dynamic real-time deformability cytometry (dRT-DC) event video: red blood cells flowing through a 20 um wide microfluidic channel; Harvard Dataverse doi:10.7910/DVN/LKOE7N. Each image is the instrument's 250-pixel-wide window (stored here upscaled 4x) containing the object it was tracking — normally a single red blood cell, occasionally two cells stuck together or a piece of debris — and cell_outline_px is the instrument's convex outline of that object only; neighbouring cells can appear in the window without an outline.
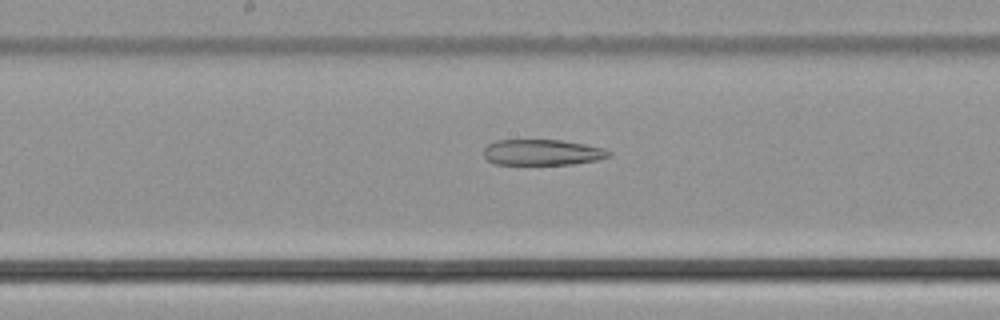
{"species": "common noctule bat (a hibernating species)", "species_latin": "Nyctalus noctula", "temperature_condition": "cold", "stored_images_in_passage": 35, "camera_frame_rate_fps": 3000, "um_per_image_px": 0.085, "animal": {"sex": "male", "body_mass_g": 21.5, "forearm_length_mm": 52.0}, "frame": {"image": 1, "passage_image": 11, "time_ms": 3.333, "image_size_px": [1000, 320], "cell_outline_px": [[612, 156], [596, 160], [572, 164], [496, 164], [488, 160], [484, 156], [484, 148], [488, 144], [496, 140], [560, 140], [584, 144], [604, 148], [612, 152]], "centroid_in_image_um": [46.11, 12.95], "position_along_channel_um": 202.1, "area_um2": 18.79}}
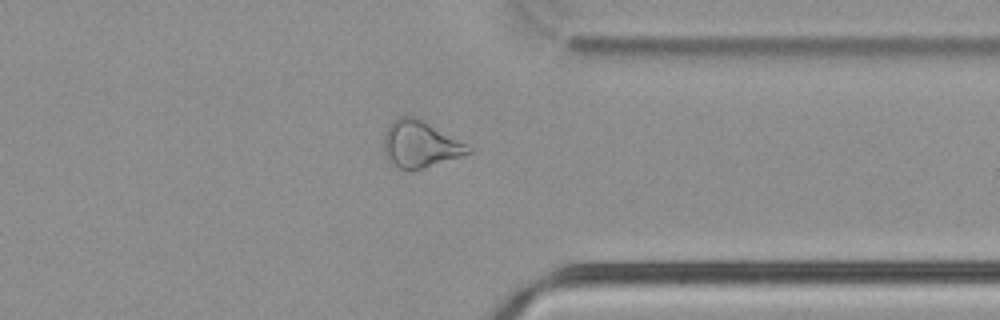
{"frame": {"image": 2, "passage_image": 24, "time_ms": 7.667, "image_size_px": [1000, 320], "cell_outline_px": [[472, 152], [460, 156], [420, 168], [400, 168], [392, 164], [388, 160], [384, 152], [384, 132], [388, 124], [396, 116], [416, 116], [472, 148]], "centroid_in_image_um": [35.64, 12.21], "position_along_channel_um": 375.8, "area_um2": 22.43}}
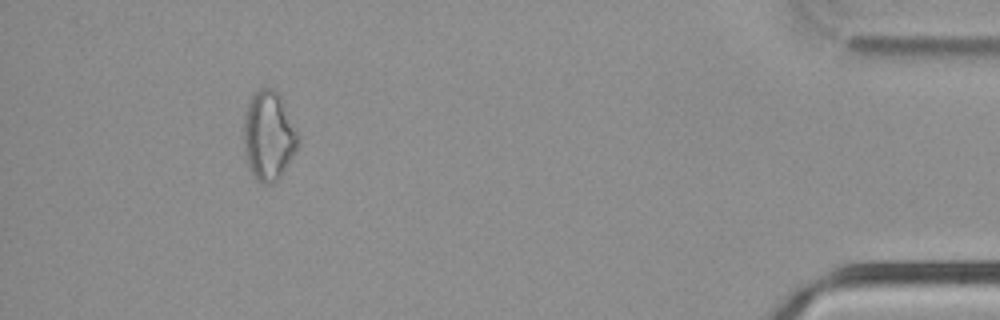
{"frame": {"image": 3, "passage_image": 31, "time_ms": 10.0, "image_size_px": [1000, 320], "cell_outline_px": [[300, 136], [296, 148], [292, 156], [280, 176], [272, 184], [264, 184], [256, 180], [248, 164], [244, 148], [244, 112], [252, 92], [256, 88], [272, 88], [280, 96]], "centroid_in_image_um": [22.81, 11.5], "position_along_channel_um": 412.4, "area_um2": 28.15}}